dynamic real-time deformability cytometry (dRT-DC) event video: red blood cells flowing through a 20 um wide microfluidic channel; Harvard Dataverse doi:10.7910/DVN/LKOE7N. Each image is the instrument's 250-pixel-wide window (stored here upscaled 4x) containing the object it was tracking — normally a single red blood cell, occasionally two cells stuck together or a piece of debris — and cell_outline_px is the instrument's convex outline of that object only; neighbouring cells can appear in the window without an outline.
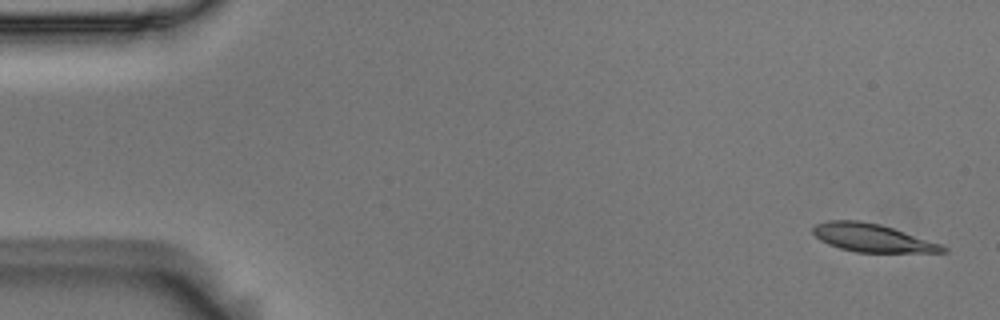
{"species": "Egyptian fruit bat (a non-hibernating species)", "species_latin": "Rousettus aegyptiacus", "temperature_condition": "room temperature", "stored_images_in_passage": 5, "camera_frame_rate_fps": 3000, "um_per_image_px": 0.085, "animal": {"sex": "male"}, "frame": {"image": 1, "passage_image": 5, "time_ms": 1.333, "image_size_px": [1000, 320], "cell_outline_px": [[948, 252], [856, 252], [840, 248], [828, 244], [820, 240], [812, 232], [812, 228], [816, 224], [828, 220], [860, 220], [880, 224], [940, 244], [948, 248]], "centroid_in_image_um": [74.1, 20.21], "position_along_channel_um": 10.9, "area_um2": 20.98}}